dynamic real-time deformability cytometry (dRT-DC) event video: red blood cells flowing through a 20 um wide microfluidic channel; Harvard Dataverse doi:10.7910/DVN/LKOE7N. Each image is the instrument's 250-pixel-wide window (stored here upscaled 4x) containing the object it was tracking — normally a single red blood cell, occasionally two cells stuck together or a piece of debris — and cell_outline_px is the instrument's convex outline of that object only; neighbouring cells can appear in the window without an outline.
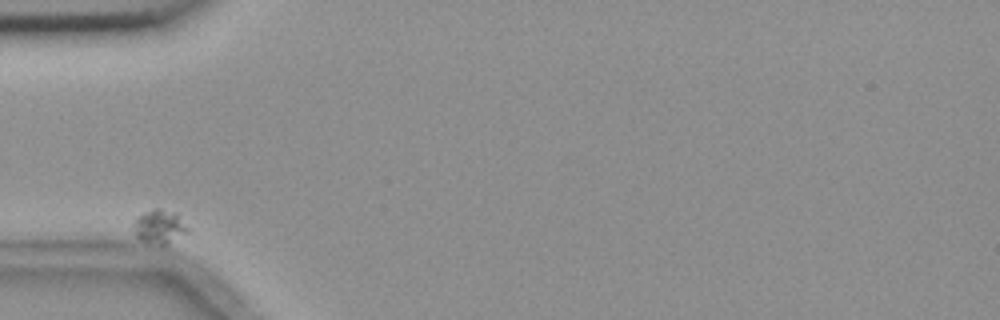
{"species": "common noctule bat (a hibernating species)", "species_latin": "Nyctalus noctula", "temperature_condition": "room temperature", "stored_images_in_passage": 2, "camera_frame_rate_fps": 3000, "um_per_image_px": 0.085, "animal": {"sex": "female", "body_mass_g": 18.4}, "frame": {"image": 1, "passage_image": 1, "time_ms": 0.0, "image_size_px": [1000, 320], "cell_outline_px": [[188, 232], [164, 244], [160, 244], [144, 240], [136, 236], [136, 220], [140, 216], [152, 208], [160, 208], [176, 212], [188, 228]], "centroid_in_image_um": [13.61, 19.22], "position_along_channel_um": 71.4, "area_um2": 10.0}}